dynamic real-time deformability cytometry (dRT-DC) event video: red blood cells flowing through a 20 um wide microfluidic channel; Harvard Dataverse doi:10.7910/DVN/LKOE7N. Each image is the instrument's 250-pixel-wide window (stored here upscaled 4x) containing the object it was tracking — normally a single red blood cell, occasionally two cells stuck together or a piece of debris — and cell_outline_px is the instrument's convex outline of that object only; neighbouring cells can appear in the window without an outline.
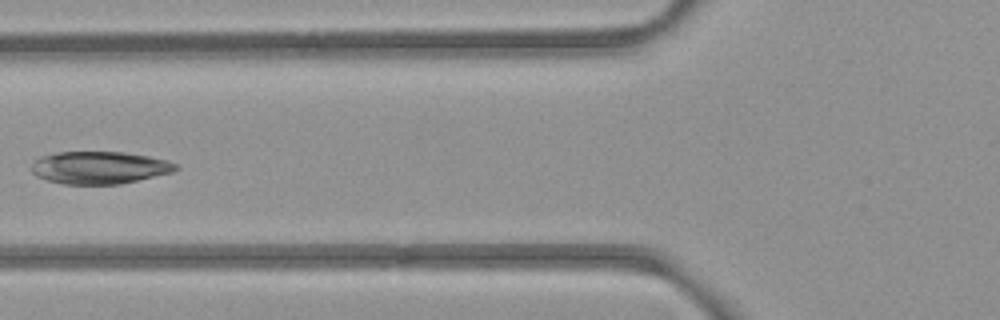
{"species": "common noctule bat (a hibernating species)", "species_latin": "Nyctalus noctula", "temperature_condition": "room temperature", "stored_images_in_passage": 7, "camera_frame_rate_fps": 3000, "um_per_image_px": 0.085, "animal": {"sex": "female", "body_mass_g": 21.9}, "frame": {"image": 1, "passage_image": 6, "time_ms": 5.667, "image_size_px": [1000, 320], "cell_outline_px": [[180, 168], [172, 172], [120, 184], [64, 184], [48, 180], [36, 176], [32, 172], [32, 164], [40, 156], [56, 152], [124, 152], [148, 156], [168, 160], [176, 164]], "centroid_in_image_um": [8.45, 14.24], "position_along_channel_um": 117.3, "area_um2": 27.22}}
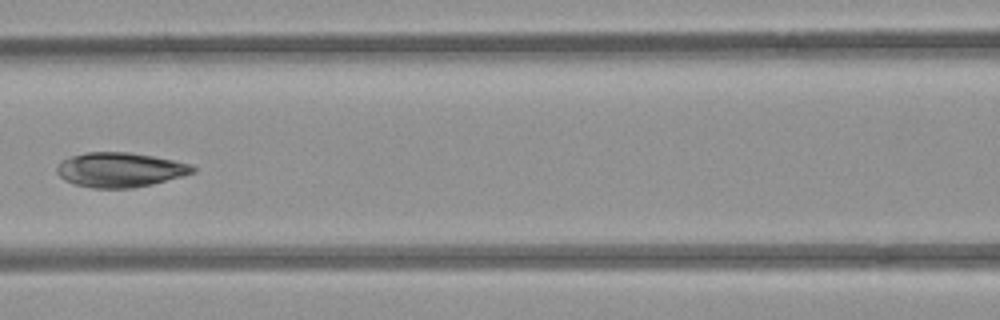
{"frame": {"image": 2, "passage_image": 7, "time_ms": 6.667, "image_size_px": [1000, 320], "cell_outline_px": [[196, 172], [184, 176], [152, 184], [132, 188], [92, 188], [76, 184], [64, 180], [56, 172], [56, 168], [64, 160], [72, 156], [88, 152], [128, 152], [152, 156], [192, 164], [196, 168]], "centroid_in_image_um": [10.24, 14.44], "position_along_channel_um": 156.4, "area_um2": 27.28}}